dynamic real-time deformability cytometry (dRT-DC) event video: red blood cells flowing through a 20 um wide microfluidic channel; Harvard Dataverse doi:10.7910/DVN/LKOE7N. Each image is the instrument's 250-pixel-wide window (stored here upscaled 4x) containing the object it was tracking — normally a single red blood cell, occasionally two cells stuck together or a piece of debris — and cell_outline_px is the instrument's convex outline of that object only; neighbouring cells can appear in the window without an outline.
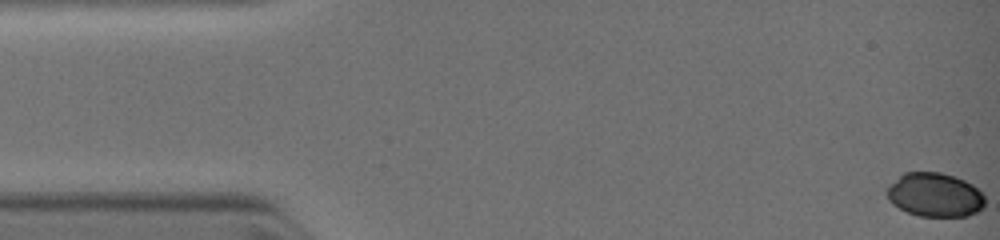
{"species": "common noctule bat (a hibernating species)", "species_latin": "Nyctalus noctula", "temperature_condition": "warm", "stored_images_in_passage": 72, "camera_frame_rate_fps": 3000, "um_per_image_px": 0.085, "animal": {"sex": "female", "body_mass_g": 19.0, "forearm_length_mm": 51.5}, "frame": {"image": 1, "passage_image": 1, "time_ms": 0.0, "image_size_px": [1000, 240], "cell_outline_px": [[984, 208], [968, 216], [920, 216], [908, 212], [892, 204], [888, 200], [884, 192], [884, 188], [904, 172], [940, 172], [956, 176], [972, 184], [984, 196]], "centroid_in_image_um": [79.42, 16.55], "position_along_channel_um": 5.6, "area_um2": 25.37}}
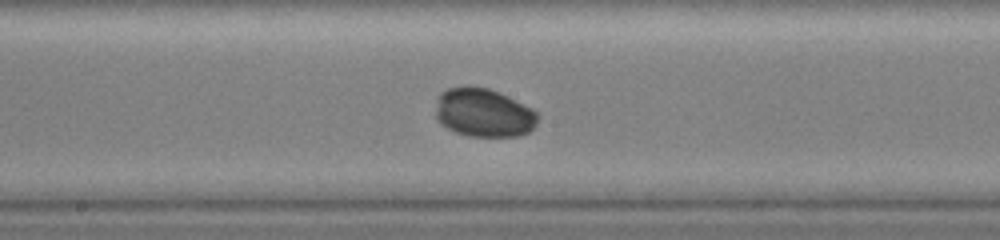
{"frame": {"image": 2, "passage_image": 28, "time_ms": 6.333, "image_size_px": [1000, 240], "cell_outline_px": [[540, 116], [536, 124], [528, 132], [520, 136], [468, 136], [456, 132], [440, 124], [436, 120], [436, 96], [440, 92], [448, 88], [464, 84], [468, 84], [488, 88], [500, 92], [532, 108]], "centroid_in_image_um": [41.08, 9.55], "position_along_channel_um": 207.1, "area_um2": 29.54}}
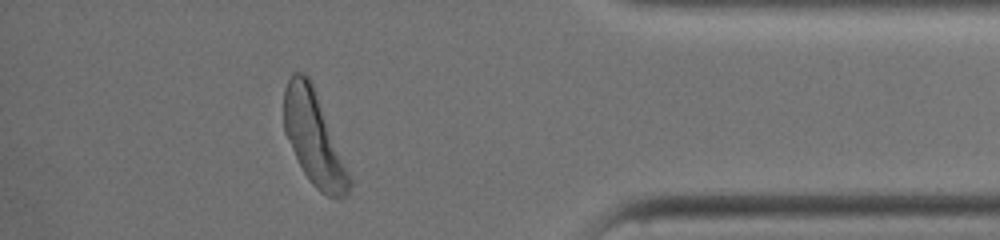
{"frame": {"image": 3, "passage_image": 64, "time_ms": 10.667, "image_size_px": [1000, 240], "cell_outline_px": [[352, 184], [348, 192], [344, 196], [328, 196], [320, 192], [312, 184], [304, 172], [284, 132], [284, 88], [292, 72], [304, 72], [308, 76], [312, 84], [352, 180]], "centroid_in_image_um": [26.65, 11.73], "position_along_channel_um": 408.5, "area_um2": 34.56}}